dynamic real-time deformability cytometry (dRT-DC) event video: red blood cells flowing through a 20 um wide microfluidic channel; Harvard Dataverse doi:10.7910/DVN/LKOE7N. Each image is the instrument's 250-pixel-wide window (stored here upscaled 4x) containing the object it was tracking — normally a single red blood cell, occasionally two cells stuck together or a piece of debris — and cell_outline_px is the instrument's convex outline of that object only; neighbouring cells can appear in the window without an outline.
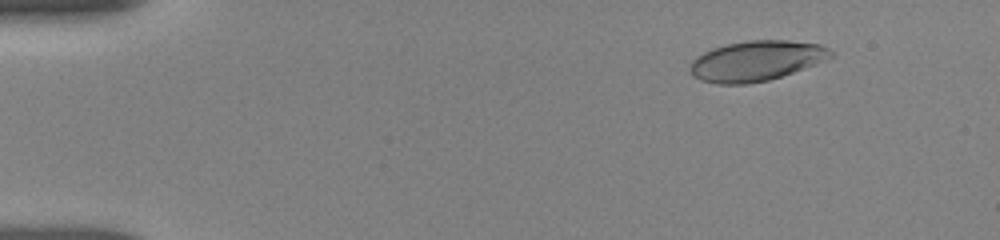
{"species": "human", "species_latin": "Homo sapiens", "temperature_condition": "room temperature", "stored_images_in_passage": 32, "camera_frame_rate_fps": 3000, "um_per_image_px": 0.085, "donor": {"sex": "female"}, "frame": {"image": 1, "passage_image": 1, "time_ms": 0.0, "image_size_px": [1000, 240], "cell_outline_px": [[832, 56], [824, 60], [804, 68], [768, 80], [748, 84], [716, 84], [700, 80], [692, 76], [688, 68], [688, 64], [696, 56], [712, 48], [728, 44], [748, 40], [788, 40], [820, 44], [828, 48], [832, 52]], "centroid_in_image_um": [64.21, 5.17], "position_along_channel_um": 20.8, "area_um2": 32.95}}
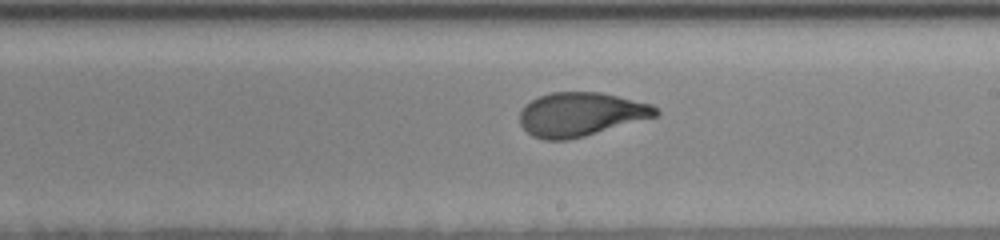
{"frame": {"image": 2, "passage_image": 18, "time_ms": 8.333, "image_size_px": [1000, 240], "cell_outline_px": [[660, 112], [656, 116], [584, 136], [568, 140], [544, 140], [532, 136], [520, 124], [520, 112], [524, 104], [540, 96], [552, 92], [600, 92], [652, 104]], "centroid_in_image_um": [49.33, 9.71], "position_along_channel_um": 239.7, "area_um2": 34.51}}
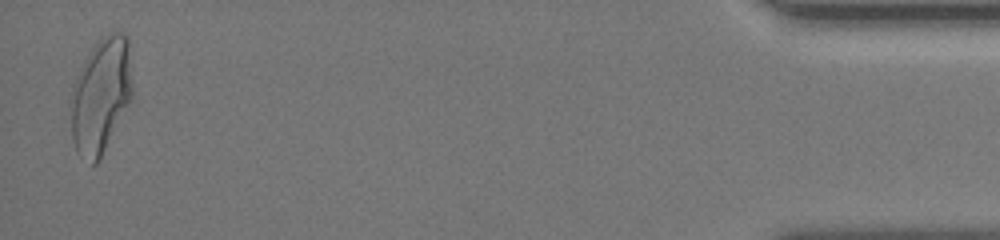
{"frame": {"image": 3, "passage_image": 32, "time_ms": 15.333, "image_size_px": [1000, 240], "cell_outline_px": [[132, 100], [100, 160], [96, 164], [92, 164], [80, 156], [76, 152], [72, 140], [72, 84], [84, 60], [96, 40], [100, 36], [112, 28], [124, 32], [128, 36], [132, 88]], "centroid_in_image_um": [8.6, 8.06], "position_along_channel_um": 426.6, "area_um2": 42.19}, "authors_computed_cell_mechanics": {"area_um2": 34.8534, "velocity_mm_per_s": 3.8044, "shape_relaxation_time_tau1_ms": 4.6847, "shape_relaxation_time_tau2_ms": null, "deformation_change_tau1": 0.1863, "deformation_change_tau2": null}}